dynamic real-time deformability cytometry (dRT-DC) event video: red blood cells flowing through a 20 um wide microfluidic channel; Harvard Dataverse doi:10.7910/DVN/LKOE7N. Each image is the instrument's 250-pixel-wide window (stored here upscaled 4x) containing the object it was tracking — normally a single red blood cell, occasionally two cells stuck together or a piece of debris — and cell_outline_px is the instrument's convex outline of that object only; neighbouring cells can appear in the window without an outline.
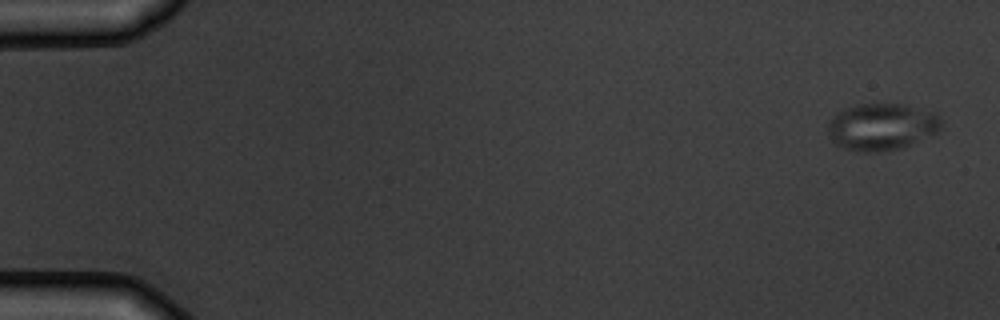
{"species": "common noctule bat (a hibernating species)", "species_latin": "Nyctalus noctula", "temperature_condition": "warm", "stored_images_in_passage": 5, "camera_frame_rate_fps": 3000, "um_per_image_px": 0.085, "animal": {"sex": "male", "body_mass_g": 19.5, "forearm_length_mm": 54.6}, "frame": {"image": 1, "passage_image": 1, "time_ms": 0.0, "image_size_px": [1000, 320], "cell_outline_px": [[944, 120], [940, 128], [936, 132], [904, 148], [880, 152], [864, 152], [844, 148], [836, 144], [828, 136], [828, 124], [832, 116], [844, 108], [856, 104], [904, 104], [936, 112]], "centroid_in_image_um": [74.96, 10.77], "position_along_channel_um": 10.0, "area_um2": 31.39}}